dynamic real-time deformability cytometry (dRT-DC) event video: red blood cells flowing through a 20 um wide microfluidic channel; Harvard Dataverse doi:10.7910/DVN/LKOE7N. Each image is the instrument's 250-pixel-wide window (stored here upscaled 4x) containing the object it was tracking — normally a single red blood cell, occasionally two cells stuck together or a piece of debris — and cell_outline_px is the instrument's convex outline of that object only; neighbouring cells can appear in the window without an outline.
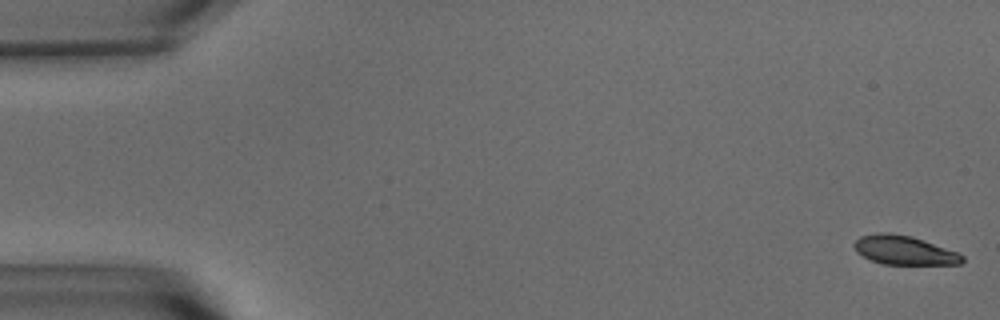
{"species": "common noctule bat (a hibernating species)", "species_latin": "Nyctalus noctula", "temperature_condition": "warm", "stored_images_in_passage": 56, "camera_frame_rate_fps": 3000, "um_per_image_px": 0.085, "animal": {"sex": "male", "body_mass_g": 15.6}, "frame": {"image": 1, "passage_image": 1, "time_ms": 0.0, "image_size_px": [1000, 320], "cell_outline_px": [[964, 260], [960, 264], [884, 264], [872, 260], [856, 252], [852, 244], [860, 236], [880, 232], [888, 232], [912, 236], [956, 252], [964, 256]], "centroid_in_image_um": [76.82, 21.26], "position_along_channel_um": 8.2, "area_um2": 18.09}}
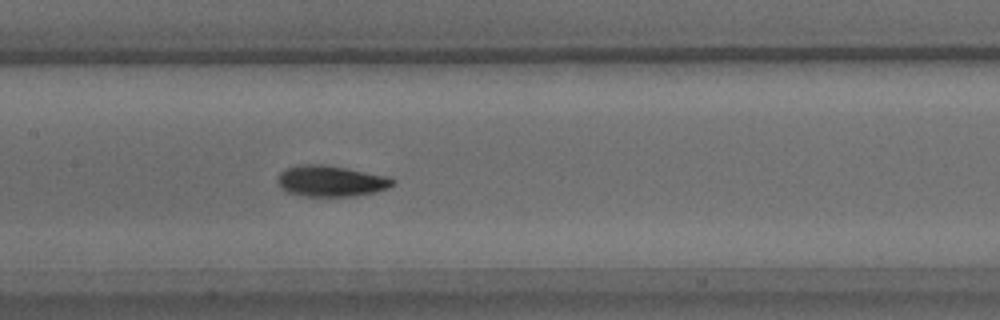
{"frame": {"image": 2, "passage_image": 27, "time_ms": 8.667, "image_size_px": [1000, 320], "cell_outline_px": [[396, 184], [388, 188], [372, 192], [352, 196], [304, 196], [288, 192], [280, 188], [276, 180], [276, 176], [280, 172], [288, 168], [300, 164], [324, 164], [348, 168], [388, 176], [396, 180]], "centroid_in_image_um": [28.12, 15.38], "position_along_channel_um": 179.3, "area_um2": 20.98}}
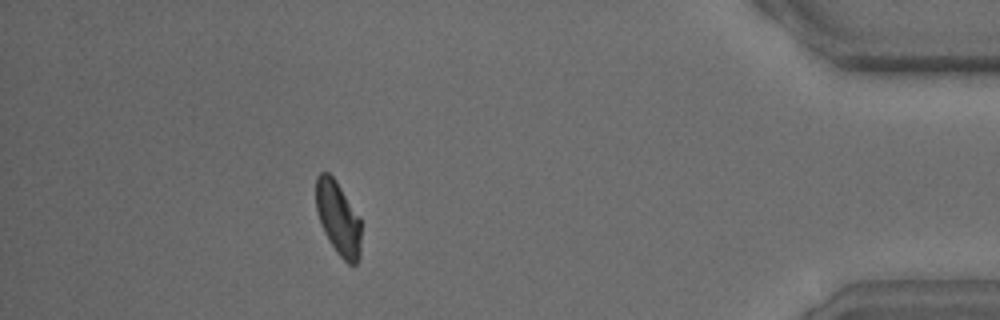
{"frame": {"image": 3, "passage_image": 50, "time_ms": 16.333, "image_size_px": [1000, 320], "cell_outline_px": [[360, 256], [356, 264], [348, 264], [336, 252], [324, 232], [316, 208], [316, 176], [320, 172], [328, 172], [336, 180], [360, 220]], "centroid_in_image_um": [28.73, 18.55], "position_along_channel_um": 406.5, "area_um2": 19.02}, "authors_computed_cell_mechanics": {"area_um2": 19.9699, "velocity_mm_per_s": 3.6186, "shape_relaxation_time_tau1_ms": 2.658, "shape_relaxation_time_tau2_ms": 2.007, "deformation_change_tau1": 0.1432, "deformation_change_tau2": 0.0713}}